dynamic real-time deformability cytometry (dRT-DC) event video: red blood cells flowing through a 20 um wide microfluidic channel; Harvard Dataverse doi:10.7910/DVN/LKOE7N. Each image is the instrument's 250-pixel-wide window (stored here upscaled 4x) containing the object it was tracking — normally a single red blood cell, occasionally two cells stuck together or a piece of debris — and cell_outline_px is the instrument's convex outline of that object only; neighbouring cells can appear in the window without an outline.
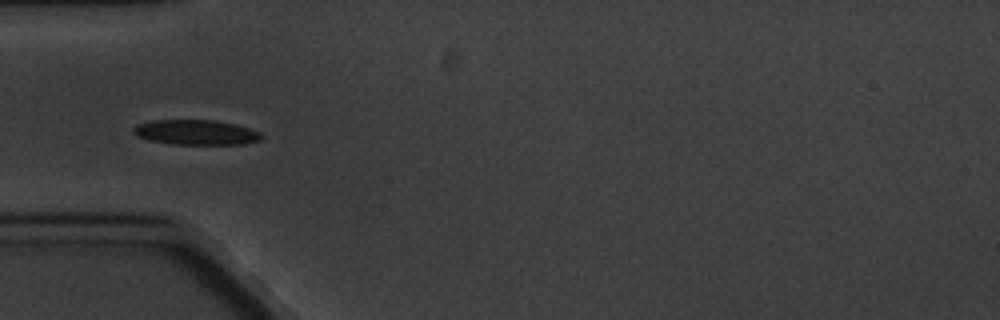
{"species": "common noctule bat (a hibernating species)", "species_latin": "Nyctalus noctula", "temperature_condition": "cold", "stored_images_in_passage": 8, "camera_frame_rate_fps": 3000, "um_per_image_px": 0.085, "animal": {"sex": "male", "body_mass_g": 20.1, "forearm_length_mm": 53.5}, "frame": {"image": 1, "passage_image": 4, "time_ms": 4.333, "image_size_px": [1000, 320], "cell_outline_px": [[264, 136], [260, 140], [244, 144], [168, 144], [148, 140], [136, 136], [132, 132], [132, 128], [136, 124], [152, 120], [216, 120], [236, 124], [260, 132]], "centroid_in_image_um": [16.62, 11.25], "position_along_channel_um": 68.4, "area_um2": 18.9}}